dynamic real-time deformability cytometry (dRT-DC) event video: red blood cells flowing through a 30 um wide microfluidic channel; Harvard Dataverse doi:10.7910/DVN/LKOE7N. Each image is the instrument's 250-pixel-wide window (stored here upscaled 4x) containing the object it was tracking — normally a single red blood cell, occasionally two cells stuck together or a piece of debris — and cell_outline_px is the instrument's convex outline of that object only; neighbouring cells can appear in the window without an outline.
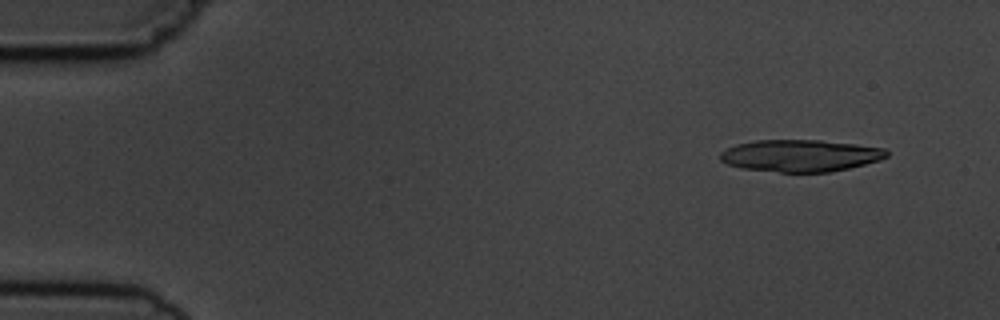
{"species": "common noctule bat (a hibernating species)", "species_latin": "Nyctalus noctula", "temperature_condition": "cold", "stored_images_in_passage": 4, "camera_frame_rate_fps": 3000, "um_per_image_px": 0.085, "animal": {"sex": "male", "body_mass_g": 19.5, "forearm_length_mm": 54.6}, "frame": {"image": 1, "passage_image": 1, "time_ms": 0.0, "image_size_px": [1000, 320], "cell_outline_px": [[888, 156], [880, 160], [848, 168], [828, 172], [780, 172], [740, 168], [728, 164], [720, 160], [720, 152], [736, 144], [756, 140], [820, 140], [856, 144], [884, 148], [888, 152]], "centroid_in_image_um": [68.02, 13.22], "position_along_channel_um": 17.0, "area_um2": 30.98}}